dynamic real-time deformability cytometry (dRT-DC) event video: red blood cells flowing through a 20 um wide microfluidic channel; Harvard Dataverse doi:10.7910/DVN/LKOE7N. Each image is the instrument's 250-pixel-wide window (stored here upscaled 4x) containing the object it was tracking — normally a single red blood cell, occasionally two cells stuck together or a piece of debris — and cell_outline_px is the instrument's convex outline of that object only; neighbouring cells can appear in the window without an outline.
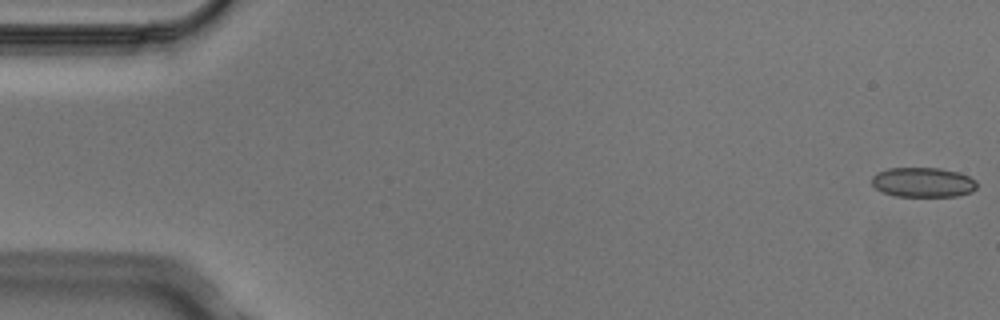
{"species": "Egyptian fruit bat (a non-hibernating species)", "species_latin": "Rousettus aegyptiacus", "temperature_condition": "cold", "stored_images_in_passage": 5, "camera_frame_rate_fps": 3000, "um_per_image_px": 0.085, "animal": {"sex": "male"}, "frame": {"image": 1, "passage_image": 1, "time_ms": 0.0, "image_size_px": [1000, 320], "cell_outline_px": [[976, 188], [972, 192], [956, 196], [896, 196], [884, 192], [876, 188], [872, 184], [872, 176], [876, 172], [888, 168], [940, 168], [960, 172], [976, 180]], "centroid_in_image_um": [78.46, 15.49], "position_along_channel_um": 6.5, "area_um2": 18.26}}
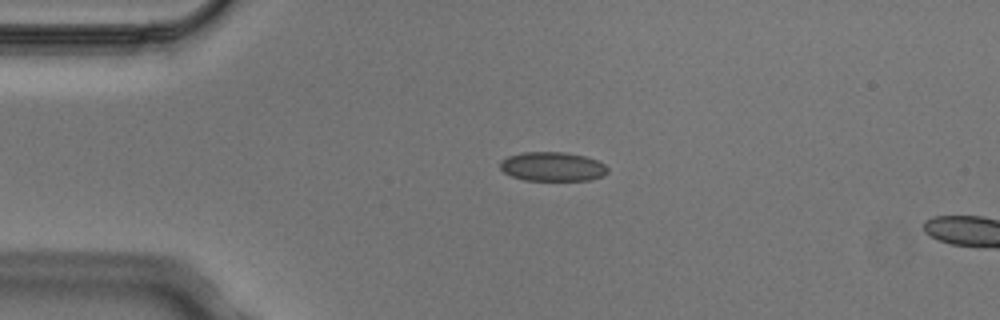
{"frame": {"image": 2, "passage_image": 4, "time_ms": 1.0, "image_size_px": [1000, 320], "cell_outline_px": [[608, 172], [604, 176], [588, 180], [524, 180], [512, 176], [504, 172], [500, 168], [500, 160], [508, 156], [524, 152], [564, 152], [584, 156], [596, 160], [604, 164], [608, 168]], "centroid_in_image_um": [46.96, 14.16], "position_along_channel_um": 38.0, "area_um2": 18.26}}